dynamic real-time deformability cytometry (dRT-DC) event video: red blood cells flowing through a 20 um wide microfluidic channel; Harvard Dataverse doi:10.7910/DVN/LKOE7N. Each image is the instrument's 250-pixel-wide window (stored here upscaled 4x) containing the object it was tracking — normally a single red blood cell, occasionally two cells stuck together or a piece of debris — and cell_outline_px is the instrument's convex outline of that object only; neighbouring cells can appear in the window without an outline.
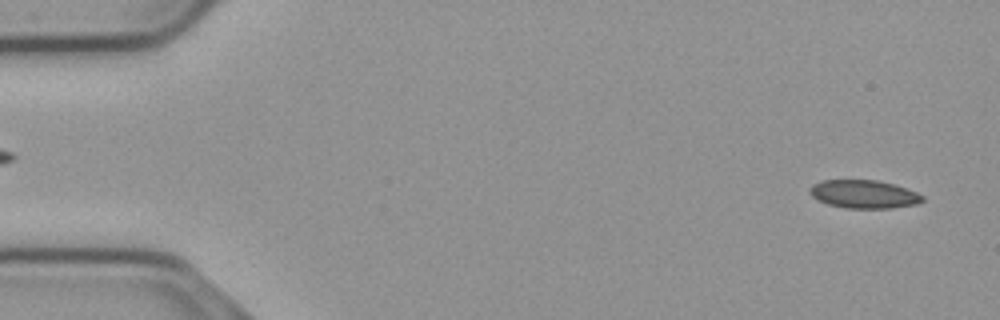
{"species": "common noctule bat (a hibernating species)", "species_latin": "Nyctalus noctula", "temperature_condition": "cold", "stored_images_in_passage": 54, "camera_frame_rate_fps": 3000, "um_per_image_px": 0.085, "animal": {"sex": "male", "body_mass_g": 23.1, "forearm_length_mm": 52.7}, "frame": {"image": 1, "passage_image": 2, "time_ms": 0.333, "image_size_px": [1000, 320], "cell_outline_px": [[924, 200], [916, 204], [892, 208], [848, 208], [828, 204], [812, 196], [808, 192], [808, 188], [812, 184], [820, 180], [876, 180], [896, 184], [916, 192], [924, 196]], "centroid_in_image_um": [73.42, 16.49], "position_along_channel_um": 11.6, "area_um2": 18.61}}
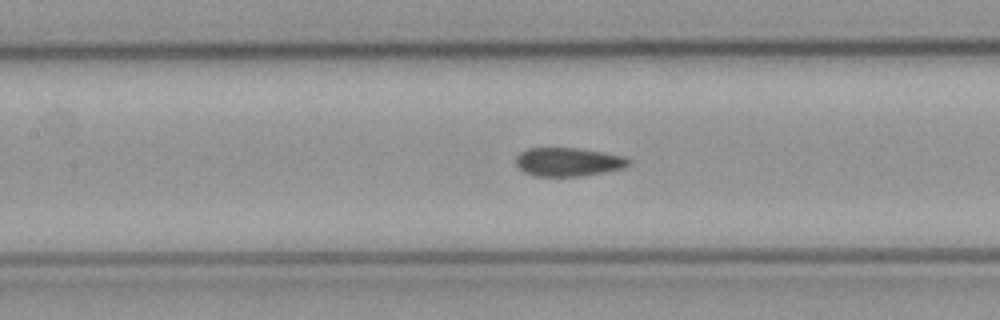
{"frame": {"image": 2, "passage_image": 24, "time_ms": 7.667, "image_size_px": [1000, 320], "cell_outline_px": [[632, 160], [624, 168], [604, 172], [580, 176], [532, 176], [516, 168], [516, 156], [520, 152], [528, 148], [576, 148], [624, 156]], "centroid_in_image_um": [48.25, 13.77], "position_along_channel_um": 159.1, "area_um2": 18.84}}
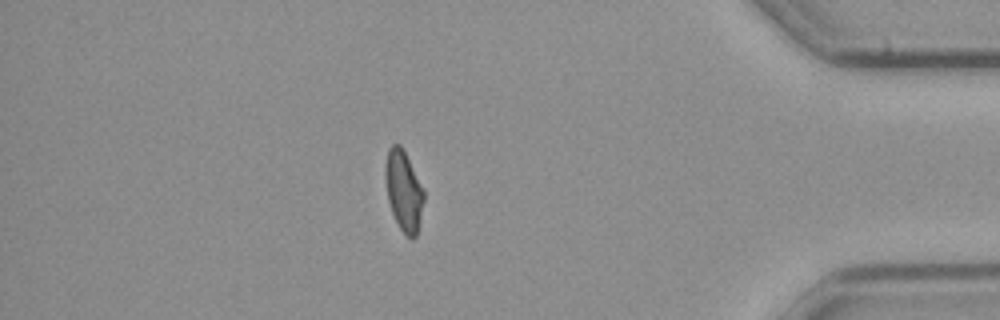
{"frame": {"image": 3, "passage_image": 47, "time_ms": 15.333, "image_size_px": [1000, 320], "cell_outline_px": [[424, 200], [416, 236], [412, 240], [400, 228], [392, 212], [388, 200], [384, 172], [384, 168], [388, 148], [392, 144], [400, 144], [424, 192]], "centroid_in_image_um": [34.28, 16.21], "position_along_channel_um": 400.9, "area_um2": 17.57}, "authors_computed_cell_mechanics": {"area_um2": 19.074, "velocity_mm_per_s": 3.7013, "shape_relaxation_time_tau1_ms": null, "shape_relaxation_time_tau2_ms": 4.8947, "deformation_change_tau1": null, "deformation_change_tau2": 0.0537}}